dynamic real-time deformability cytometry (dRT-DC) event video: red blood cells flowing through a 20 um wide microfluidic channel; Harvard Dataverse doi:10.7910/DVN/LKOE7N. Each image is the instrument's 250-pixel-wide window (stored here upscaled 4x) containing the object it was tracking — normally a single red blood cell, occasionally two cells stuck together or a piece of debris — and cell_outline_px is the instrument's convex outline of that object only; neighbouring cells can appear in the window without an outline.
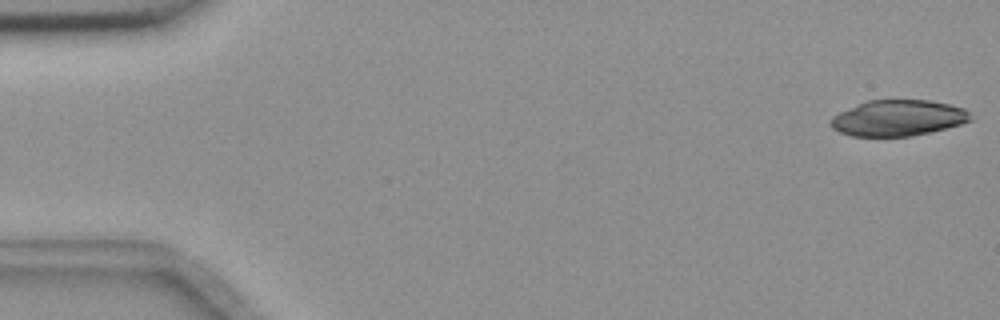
{"species": "common noctule bat (a hibernating species)", "species_latin": "Nyctalus noctula", "temperature_condition": "room temperature", "stored_images_in_passage": 55, "camera_frame_rate_fps": 3000, "um_per_image_px": 0.085, "animal": {"sex": "female", "body_mass_g": 18.4}, "frame": {"image": 1, "passage_image": 1, "time_ms": 0.0, "image_size_px": [1000, 320], "cell_outline_px": [[972, 120], [960, 124], [912, 136], [852, 136], [840, 132], [832, 128], [828, 124], [832, 116], [840, 112], [868, 100], [932, 100], [964, 108], [968, 112]], "centroid_in_image_um": [76.31, 10.03], "position_along_channel_um": 8.7, "area_um2": 29.07}}